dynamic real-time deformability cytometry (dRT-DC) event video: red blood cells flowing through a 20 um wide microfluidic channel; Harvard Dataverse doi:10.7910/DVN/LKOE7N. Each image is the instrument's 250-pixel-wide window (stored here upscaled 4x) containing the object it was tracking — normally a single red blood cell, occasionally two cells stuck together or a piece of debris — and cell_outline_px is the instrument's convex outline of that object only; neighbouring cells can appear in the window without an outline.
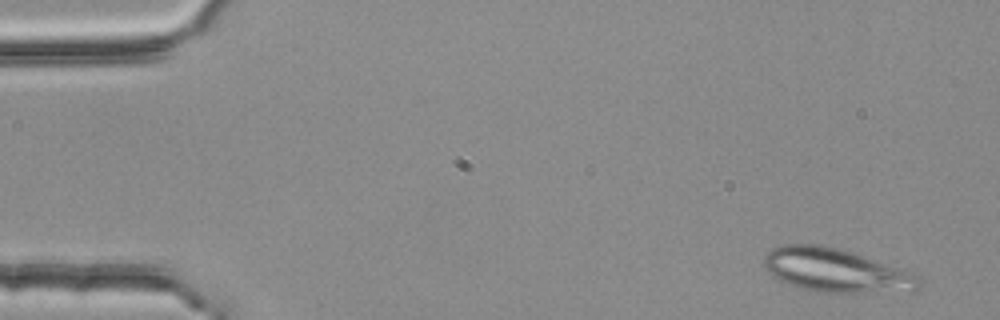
{"species": "common noctule bat (a hibernating species)", "species_latin": "Nyctalus noctula", "temperature_condition": "room temperature", "stored_images_in_passage": 4, "camera_frame_rate_fps": 3000, "um_per_image_px": 0.085, "animal": {"sex": "female", "body_mass_g": 25.1}, "frame": {"image": 1, "passage_image": 1, "time_ms": 0.0, "image_size_px": [1000, 320], "cell_outline_px": [[924, 288], [916, 292], [824, 292], [800, 288], [776, 280], [764, 268], [764, 256], [772, 248], [784, 244], [820, 244], [840, 248], [876, 260], [920, 276]], "centroid_in_image_um": [71.08, 22.99], "position_along_channel_um": 13.9, "area_um2": 39.82}}